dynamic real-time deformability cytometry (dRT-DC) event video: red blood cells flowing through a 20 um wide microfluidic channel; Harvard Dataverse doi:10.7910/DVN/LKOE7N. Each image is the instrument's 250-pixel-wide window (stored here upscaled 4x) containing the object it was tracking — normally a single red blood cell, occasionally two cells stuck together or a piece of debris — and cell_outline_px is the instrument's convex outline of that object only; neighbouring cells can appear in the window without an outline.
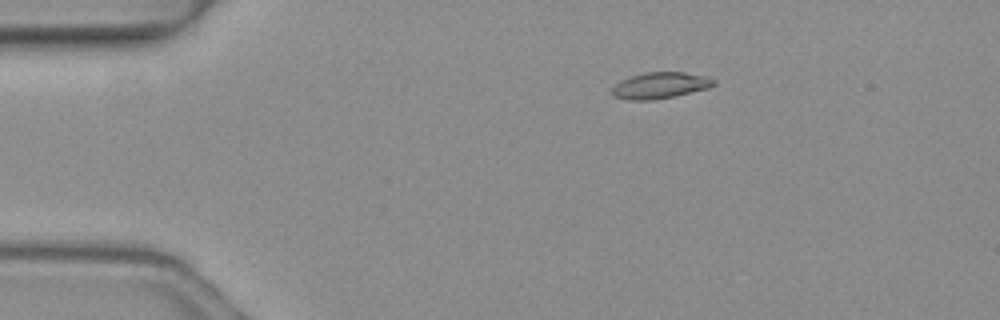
{"species": "common noctule bat (a hibernating species)", "species_latin": "Nyctalus noctula", "temperature_condition": "warm", "stored_images_in_passage": 4, "camera_frame_rate_fps": 3000, "um_per_image_px": 0.085, "animal": {"sex": "female", "body_mass_g": 19.3, "forearm_length_mm": 54.1}, "frame": {"image": 1, "passage_image": 1, "time_ms": 0.0, "image_size_px": [1000, 320], "cell_outline_px": [[716, 84], [708, 88], [672, 96], [652, 100], [628, 100], [612, 96], [612, 88], [620, 80], [644, 72], [684, 72], [708, 76], [716, 80]], "centroid_in_image_um": [56.11, 7.25], "position_along_channel_um": 28.9, "area_um2": 15.55}}
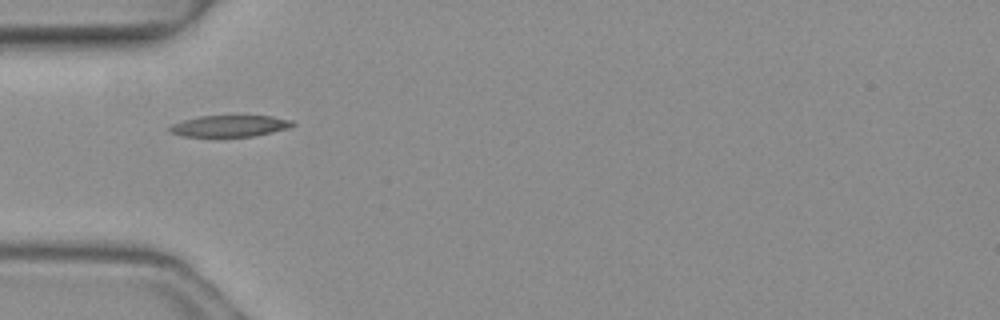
{"frame": {"image": 2, "passage_image": 3, "time_ms": 0.667, "image_size_px": [1000, 320], "cell_outline_px": [[296, 124], [288, 128], [252, 136], [184, 136], [168, 132], [168, 128], [172, 124], [184, 120], [200, 116], [272, 116], [292, 120]], "centroid_in_image_um": [19.51, 10.7], "position_along_channel_um": 65.5, "area_um2": 15.14}}
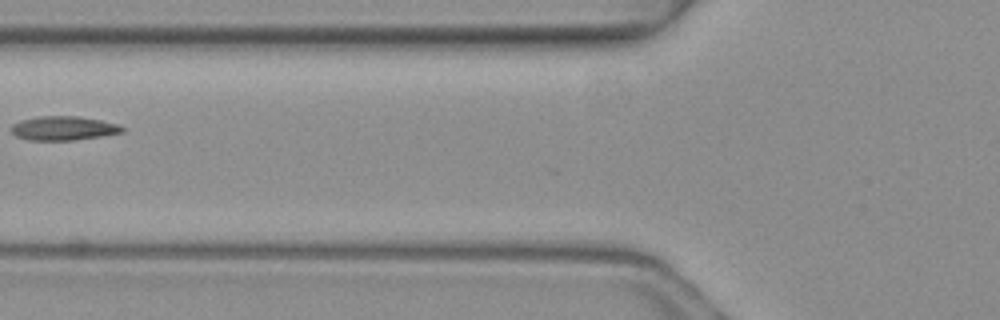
{"frame": {"image": 3, "passage_image": 4, "time_ms": 1.0, "image_size_px": [1000, 320], "cell_outline_px": [[124, 132], [100, 136], [72, 140], [28, 140], [16, 136], [12, 132], [12, 124], [20, 120], [40, 116], [80, 116], [100, 120], [116, 124], [124, 128]], "centroid_in_image_um": [5.37, 10.89], "position_along_channel_um": 120.4, "area_um2": 15.43}}